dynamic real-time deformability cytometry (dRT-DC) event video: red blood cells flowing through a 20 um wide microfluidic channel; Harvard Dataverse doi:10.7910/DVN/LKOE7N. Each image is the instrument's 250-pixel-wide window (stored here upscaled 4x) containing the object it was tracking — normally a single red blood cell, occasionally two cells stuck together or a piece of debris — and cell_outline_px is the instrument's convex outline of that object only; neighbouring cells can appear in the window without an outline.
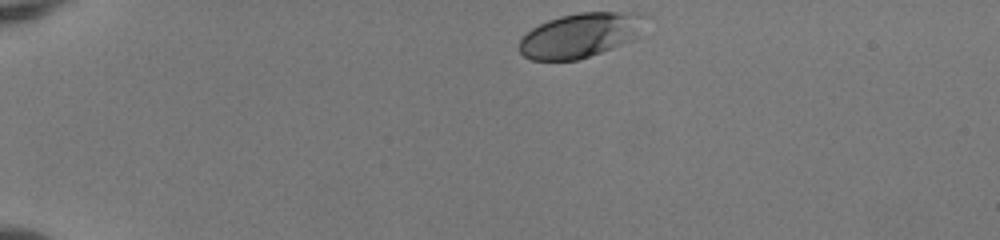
{"species": "human", "species_latin": "Homo sapiens", "temperature_condition": "room temperature", "stored_images_in_passage": 42, "camera_frame_rate_fps": 3000, "um_per_image_px": 0.085, "donor": {"sex": "female"}, "frame": {"image": 1, "passage_image": 1, "time_ms": 0.0, "image_size_px": [1000, 240], "cell_outline_px": [[652, 16], [640, 36], [632, 40], [612, 48], [576, 60], [532, 60], [524, 56], [520, 52], [520, 40], [532, 28], [548, 20], [560, 16], [580, 12], [640, 12]], "centroid_in_image_um": [49.45, 2.96], "position_along_channel_um": 35.5, "area_um2": 33.12}}
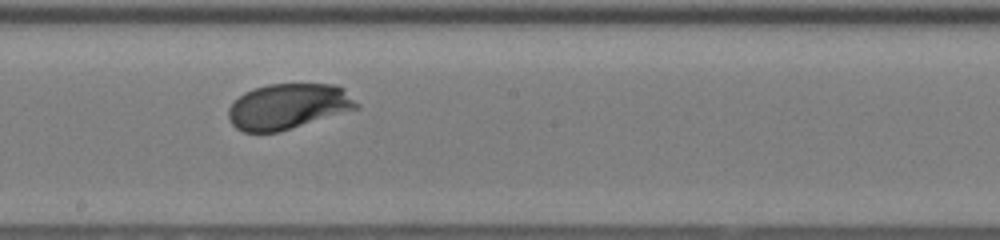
{"frame": {"image": 2, "passage_image": 21, "time_ms": 6.667, "image_size_px": [1000, 240], "cell_outline_px": [[360, 108], [280, 132], [244, 132], [236, 128], [228, 120], [228, 108], [244, 92], [268, 84], [336, 84], [344, 88], [360, 104]], "centroid_in_image_um": [24.53, 9.05], "position_along_channel_um": 223.7, "area_um2": 34.22}}
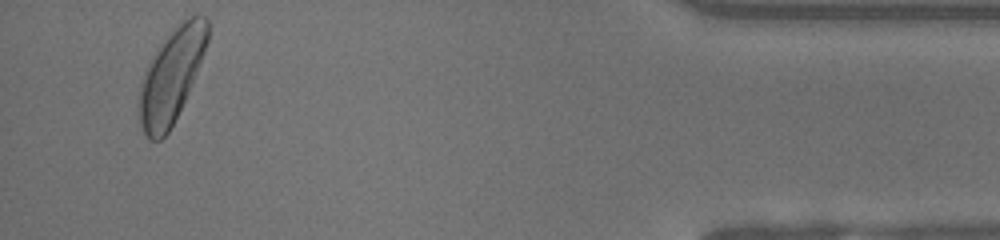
{"frame": {"image": 3, "passage_image": 40, "time_ms": 13.0, "image_size_px": [1000, 240], "cell_outline_px": [[208, 40], [204, 52], [188, 92], [168, 132], [160, 140], [148, 140], [140, 124], [140, 84], [144, 72], [156, 48], [176, 24], [180, 20], [196, 12], [208, 16]], "centroid_in_image_um": [14.58, 6.34], "position_along_channel_um": 420.6, "area_um2": 37.11}, "authors_computed_cell_mechanics": {"area_um2": 33.4373, "velocity_mm_per_s": 3.9825, "shape_relaxation_time_tau1_ms": 1.4824, "shape_relaxation_time_tau2_ms": null, "deformation_change_tau1": 0.0854, "deformation_change_tau2": null}}